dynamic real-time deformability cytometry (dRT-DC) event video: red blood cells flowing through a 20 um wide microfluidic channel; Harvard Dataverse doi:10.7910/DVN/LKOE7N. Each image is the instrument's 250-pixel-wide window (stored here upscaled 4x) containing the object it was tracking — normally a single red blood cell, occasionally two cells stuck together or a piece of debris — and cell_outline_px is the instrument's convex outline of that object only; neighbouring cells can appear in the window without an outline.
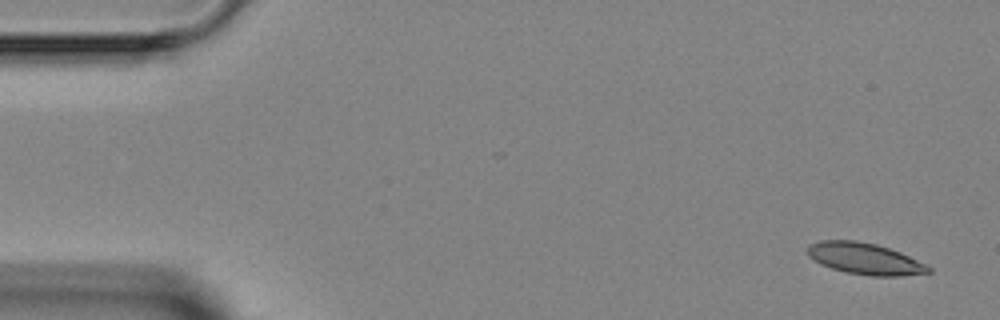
{"species": "Egyptian fruit bat (a non-hibernating species)", "species_latin": "Rousettus aegyptiacus", "temperature_condition": "room temperature", "stored_images_in_passage": 4, "camera_frame_rate_fps": 3000, "um_per_image_px": 0.085, "animal": {"sex": "female"}, "frame": {"image": 1, "passage_image": 1, "time_ms": 0.0, "image_size_px": [1000, 320], "cell_outline_px": [[932, 272], [900, 276], [868, 276], [844, 272], [820, 264], [808, 256], [808, 244], [820, 240], [856, 240], [876, 244], [900, 252], [932, 268]], "centroid_in_image_um": [73.48, 21.99], "position_along_channel_um": 11.5, "area_um2": 22.2}}